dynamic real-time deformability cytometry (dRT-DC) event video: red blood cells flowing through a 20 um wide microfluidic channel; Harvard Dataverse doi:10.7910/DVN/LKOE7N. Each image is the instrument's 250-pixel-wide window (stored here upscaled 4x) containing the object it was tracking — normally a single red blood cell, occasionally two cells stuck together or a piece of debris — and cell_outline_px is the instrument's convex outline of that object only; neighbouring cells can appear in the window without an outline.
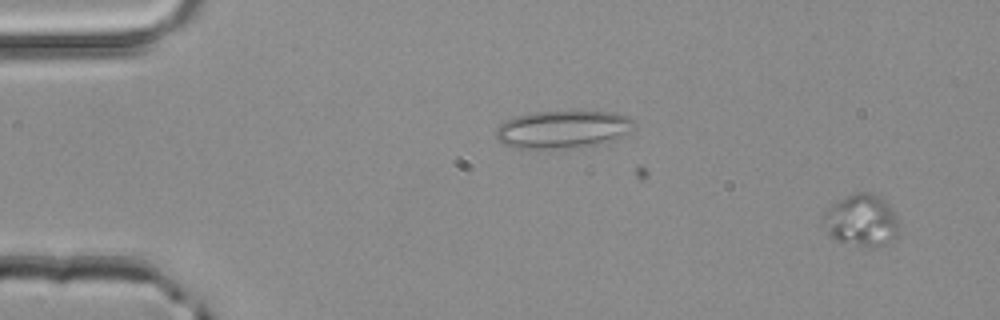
{"species": "common noctule bat (a hibernating species)", "species_latin": "Nyctalus noctula", "temperature_condition": "room temperature", "stored_images_in_passage": 4, "camera_frame_rate_fps": 3000, "um_per_image_px": 0.085, "animal": {"sex": "male", "body_mass_g": 20.4}, "frame": {"image": 1, "passage_image": 4, "time_ms": 1.0, "image_size_px": [1000, 320], "cell_outline_px": [[900, 232], [896, 236], [884, 244], [876, 248], [868, 248], [836, 240], [828, 232], [824, 216], [824, 212], [836, 200], [844, 196], [856, 192], [872, 192], [880, 196], [892, 208], [896, 216]], "centroid_in_image_um": [73.26, 18.72], "position_along_channel_um": 11.7, "area_um2": 23.0}}